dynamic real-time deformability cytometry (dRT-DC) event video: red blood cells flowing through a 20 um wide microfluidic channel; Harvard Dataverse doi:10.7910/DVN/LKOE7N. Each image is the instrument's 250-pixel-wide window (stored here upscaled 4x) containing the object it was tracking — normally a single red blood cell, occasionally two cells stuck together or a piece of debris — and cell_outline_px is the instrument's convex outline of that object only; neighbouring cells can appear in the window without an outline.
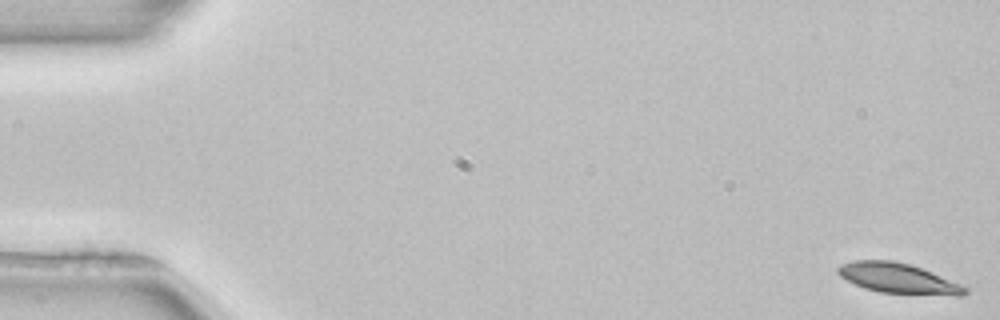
{"species": "common noctule bat (a hibernating species)", "species_latin": "Nyctalus noctula", "temperature_condition": "room temperature", "stored_images_in_passage": 52, "camera_frame_rate_fps": 3000, "um_per_image_px": 0.085, "animal": {"sex": "female", "body_mass_g": 22.7, "forearm_length_mm": 54.2}, "frame": {"image": 1, "passage_image": 1, "time_ms": 0.0, "image_size_px": [1000, 320], "cell_outline_px": [[968, 292], [964, 296], [956, 296], [880, 292], [864, 288], [840, 276], [836, 272], [836, 268], [840, 264], [852, 260], [892, 260], [908, 264], [920, 268], [960, 284], [968, 288]], "centroid_in_image_um": [76.33, 23.66], "position_along_channel_um": 8.7, "area_um2": 22.2}}
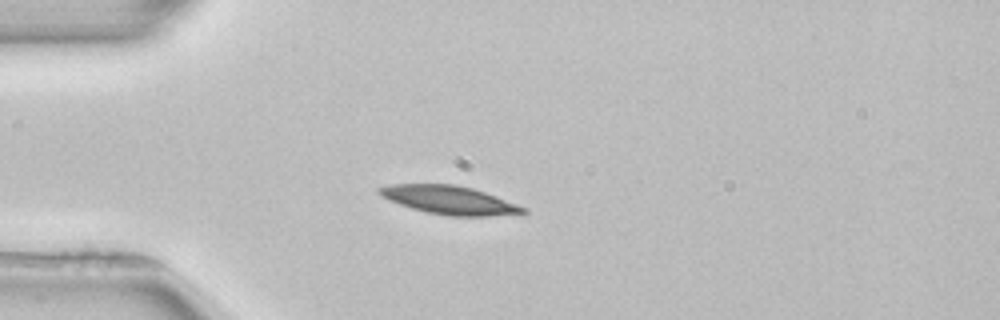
{"frame": {"image": 2, "passage_image": 14, "time_ms": 4.333, "image_size_px": [1000, 320], "cell_outline_px": [[528, 212], [520, 216], [448, 216], [428, 212], [412, 208], [388, 200], [380, 196], [376, 192], [376, 188], [388, 184], [456, 184], [472, 188], [496, 196], [528, 208]], "centroid_in_image_um": [38.26, 17.01], "position_along_channel_um": 46.7, "area_um2": 24.33}}
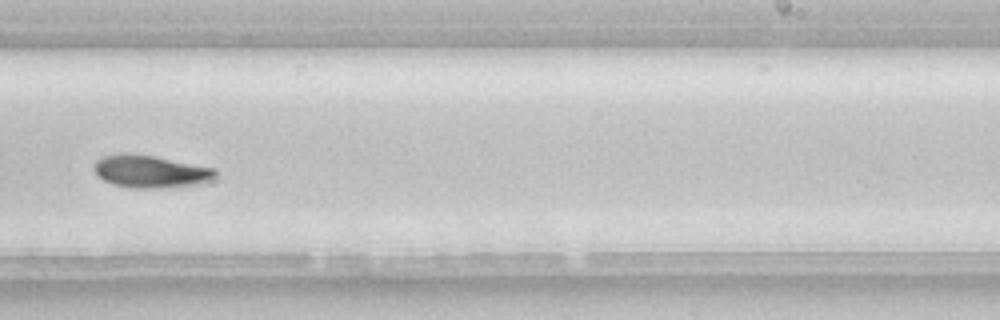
{"frame": {"image": 3, "passage_image": 33, "time_ms": 10.667, "image_size_px": [1000, 320], "cell_outline_px": [[216, 176], [212, 180], [204, 184], [160, 188], [132, 188], [112, 184], [96, 176], [92, 168], [92, 164], [96, 160], [104, 156], [120, 152], [128, 152], [152, 156], [216, 168]], "centroid_in_image_um": [12.76, 14.57], "position_along_channel_um": 276.2, "area_um2": 23.47}, "authors_computed_cell_mechanics": {"area_um2": 22.831, "velocity_mm_per_s": 3.913, "shape_relaxation_time_tau1_ms": 2.8353, "shape_relaxation_time_tau2_ms": null, "deformation_change_tau1": 0.1134, "deformation_change_tau2": null}}